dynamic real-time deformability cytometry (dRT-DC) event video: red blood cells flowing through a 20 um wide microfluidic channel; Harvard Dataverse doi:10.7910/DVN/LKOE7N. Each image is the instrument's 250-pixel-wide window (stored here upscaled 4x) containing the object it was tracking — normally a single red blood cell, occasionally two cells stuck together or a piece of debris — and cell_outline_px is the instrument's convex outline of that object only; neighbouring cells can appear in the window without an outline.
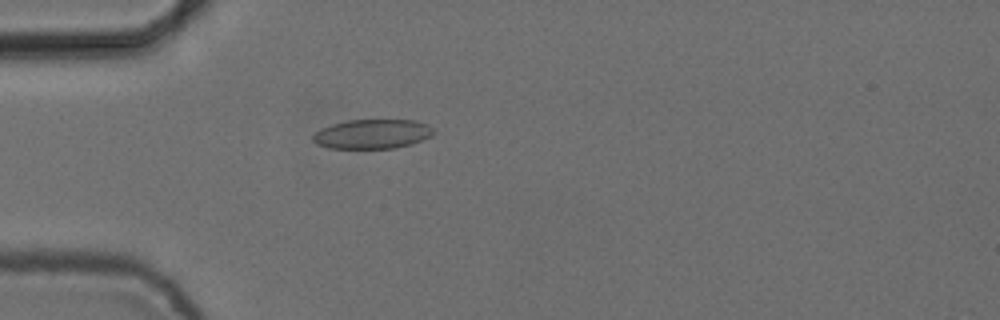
{"species": "common noctule bat (a hibernating species)", "species_latin": "Nyctalus noctula", "temperature_condition": "cold", "stored_images_in_passage": 4, "camera_frame_rate_fps": 3000, "um_per_image_px": 0.085, "animal": {"sex": "female", "body_mass_g": 24.6, "forearm_length_mm": 56.2}, "frame": {"image": 1, "passage_image": 4, "time_ms": 1.0, "image_size_px": [1000, 320], "cell_outline_px": [[436, 132], [432, 136], [412, 144], [396, 148], [328, 148], [316, 144], [312, 140], [312, 136], [320, 128], [332, 124], [348, 120], [416, 120], [428, 124]], "centroid_in_image_um": [31.66, 11.39], "position_along_channel_um": 53.3, "area_um2": 20.87}}